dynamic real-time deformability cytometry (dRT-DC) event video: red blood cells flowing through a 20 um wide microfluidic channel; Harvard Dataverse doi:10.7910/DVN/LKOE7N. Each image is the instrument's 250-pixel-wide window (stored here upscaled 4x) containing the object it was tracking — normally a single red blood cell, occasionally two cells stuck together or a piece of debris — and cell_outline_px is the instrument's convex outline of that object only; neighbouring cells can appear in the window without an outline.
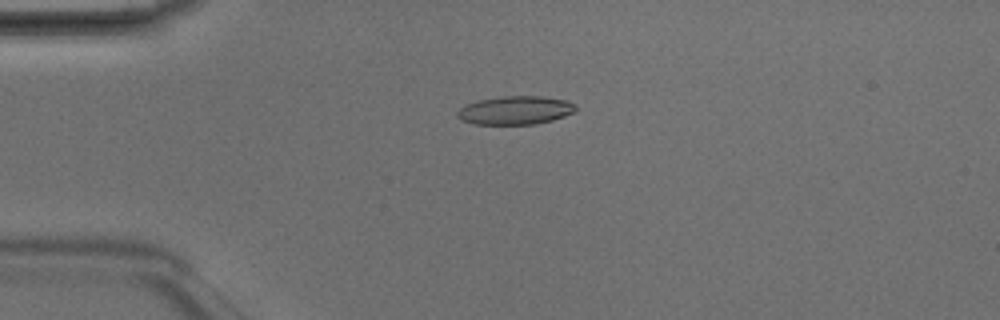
{"species": "Egyptian fruit bat (a non-hibernating species)", "species_latin": "Rousettus aegyptiacus", "temperature_condition": "room temperature", "stored_images_in_passage": 8, "camera_frame_rate_fps": 3000, "um_per_image_px": 0.085, "animal": {"sex": "male"}, "frame": {"image": 1, "passage_image": 4, "time_ms": 1.0, "image_size_px": [1000, 320], "cell_outline_px": [[576, 112], [552, 120], [536, 124], [472, 124], [460, 120], [456, 116], [456, 112], [460, 108], [468, 104], [480, 100], [500, 96], [540, 96], [568, 100], [576, 104]], "centroid_in_image_um": [43.82, 9.37], "position_along_channel_um": 41.2, "area_um2": 19.77}}
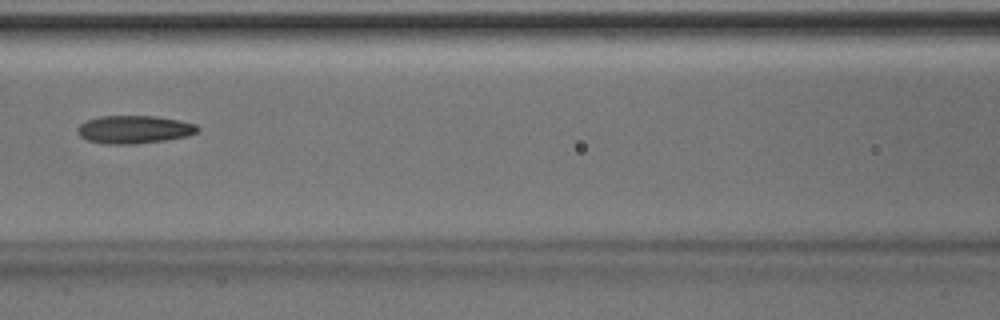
{"frame": {"image": 2, "passage_image": 7, "time_ms": 2.0, "image_size_px": [1000, 320], "cell_outline_px": [[200, 132], [188, 136], [168, 140], [136, 144], [104, 144], [88, 140], [80, 136], [76, 132], [76, 128], [80, 124], [88, 120], [100, 116], [156, 116], [180, 120], [196, 124], [200, 128]], "centroid_in_image_um": [11.44, 11.01], "position_along_channel_um": 155.2, "area_um2": 19.88}}